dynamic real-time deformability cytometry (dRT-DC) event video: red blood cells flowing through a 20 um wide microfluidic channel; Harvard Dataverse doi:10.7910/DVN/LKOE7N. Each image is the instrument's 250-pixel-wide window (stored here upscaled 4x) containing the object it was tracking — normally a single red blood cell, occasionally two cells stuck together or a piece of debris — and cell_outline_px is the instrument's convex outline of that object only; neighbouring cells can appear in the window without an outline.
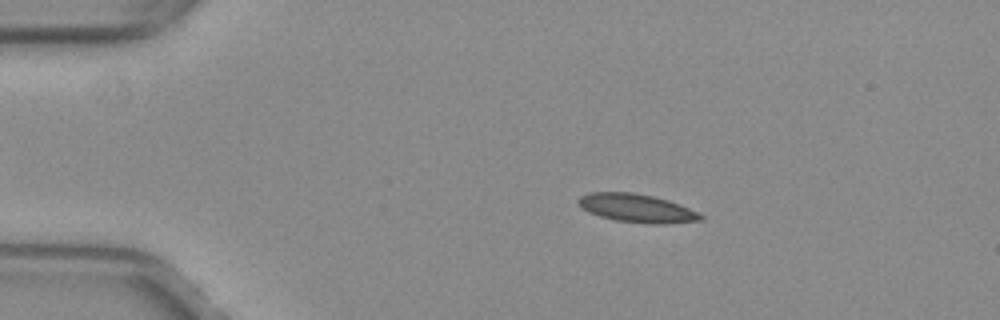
{"species": "common noctule bat (a hibernating species)", "species_latin": "Nyctalus noctula", "temperature_condition": "warm", "stored_images_in_passage": 53, "camera_frame_rate_fps": 3000, "um_per_image_px": 0.085, "animal": {"sex": "female", "body_mass_g": 29.2, "forearm_length_mm": 56.3}, "frame": {"image": 1, "passage_image": 10, "time_ms": 3.0, "image_size_px": [1000, 320], "cell_outline_px": [[704, 220], [664, 224], [656, 224], [616, 220], [600, 216], [588, 212], [580, 208], [576, 200], [580, 196], [588, 192], [632, 192], [652, 196], [668, 200], [680, 204], [704, 216]], "centroid_in_image_um": [54.09, 17.69], "position_along_channel_um": 30.9, "area_um2": 20.23}}
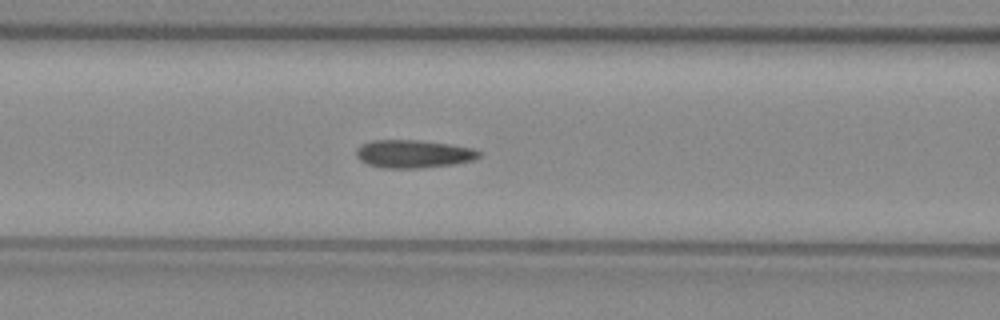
{"frame": {"image": 2, "passage_image": 22, "time_ms": 7.0, "image_size_px": [1000, 320], "cell_outline_px": [[480, 156], [472, 160], [456, 164], [420, 168], [380, 168], [368, 164], [360, 160], [356, 156], [356, 148], [360, 144], [372, 140], [420, 140], [448, 144], [472, 148], [480, 152]], "centroid_in_image_um": [35.1, 13.08], "position_along_channel_um": 131.5, "area_um2": 20.11}}
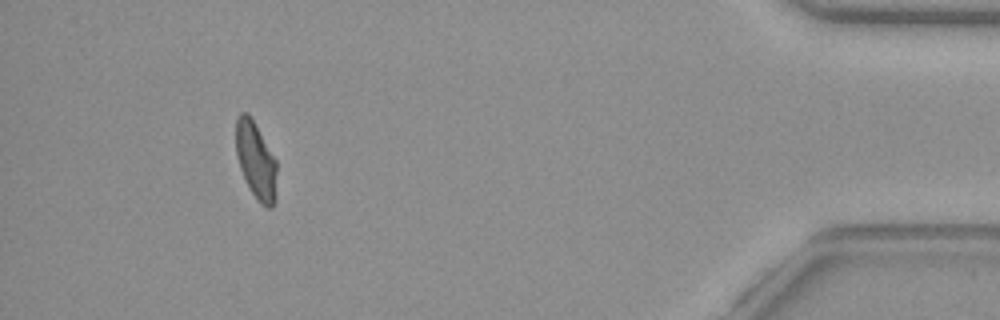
{"frame": {"image": 3, "passage_image": 48, "time_ms": 15.667, "image_size_px": [1000, 320], "cell_outline_px": [[276, 200], [272, 208], [268, 208], [260, 204], [252, 192], [240, 168], [236, 152], [236, 120], [240, 112], [248, 112], [276, 160]], "centroid_in_image_um": [21.76, 13.66], "position_along_channel_um": 413.4, "area_um2": 18.15}}